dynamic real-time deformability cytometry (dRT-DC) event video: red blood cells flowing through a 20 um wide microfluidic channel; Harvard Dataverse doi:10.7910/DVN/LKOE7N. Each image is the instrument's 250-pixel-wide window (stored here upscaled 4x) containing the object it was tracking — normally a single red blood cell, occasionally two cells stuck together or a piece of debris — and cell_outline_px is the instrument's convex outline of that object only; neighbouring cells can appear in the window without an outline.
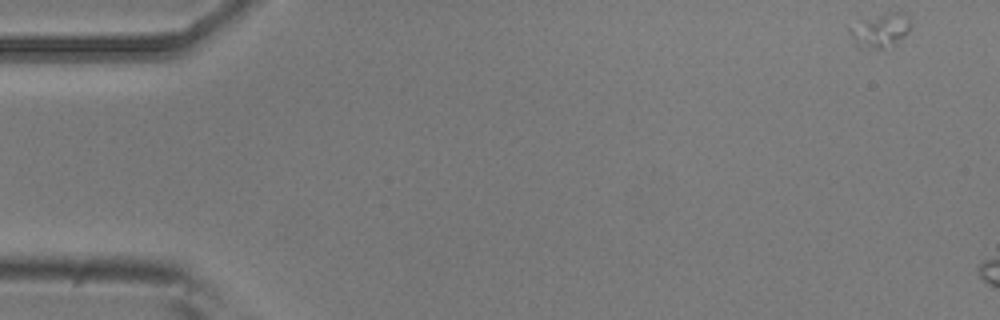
{"species": "common noctule bat (a hibernating species)", "species_latin": "Nyctalus noctula", "temperature_condition": "room temperature", "stored_images_in_passage": 3, "camera_frame_rate_fps": 3000, "um_per_image_px": 0.085, "animal": {"sex": "male", "body_mass_g": 20.5, "forearm_length_mm": 52.5}, "frame": {"image": 1, "passage_image": 1, "time_ms": 0.0, "image_size_px": [1000, 320], "cell_outline_px": [[912, 24], [908, 32], [896, 44], [884, 48], [860, 48], [856, 44], [848, 32], [848, 28], [860, 20], [892, 12], [908, 12]], "centroid_in_image_um": [74.87, 2.57], "position_along_channel_um": 10.1, "area_um2": 12.25}}